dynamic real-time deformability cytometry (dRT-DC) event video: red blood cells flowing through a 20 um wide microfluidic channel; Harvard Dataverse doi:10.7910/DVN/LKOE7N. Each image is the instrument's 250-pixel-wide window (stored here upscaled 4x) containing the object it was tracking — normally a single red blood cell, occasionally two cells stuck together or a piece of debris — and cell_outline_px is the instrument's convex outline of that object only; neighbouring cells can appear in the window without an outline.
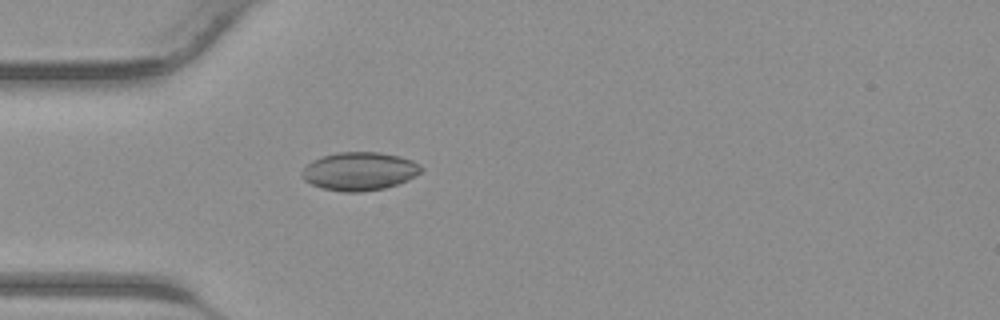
{"species": "common noctule bat (a hibernating species)", "species_latin": "Nyctalus noctula", "temperature_condition": "warm", "stored_images_in_passage": 41, "camera_frame_rate_fps": 3000, "um_per_image_px": 0.085, "animal": {"sex": "male", "body_mass_g": 23.1, "forearm_length_mm": 52.7}, "frame": {"image": 1, "passage_image": 12, "time_ms": 3.667, "image_size_px": [1000, 320], "cell_outline_px": [[424, 168], [416, 176], [408, 180], [384, 188], [360, 192], [344, 192], [320, 188], [304, 180], [304, 168], [312, 160], [336, 152], [380, 152], [400, 156], [412, 160], [420, 164]], "centroid_in_image_um": [30.59, 14.55], "position_along_channel_um": 54.4, "area_um2": 26.53}}
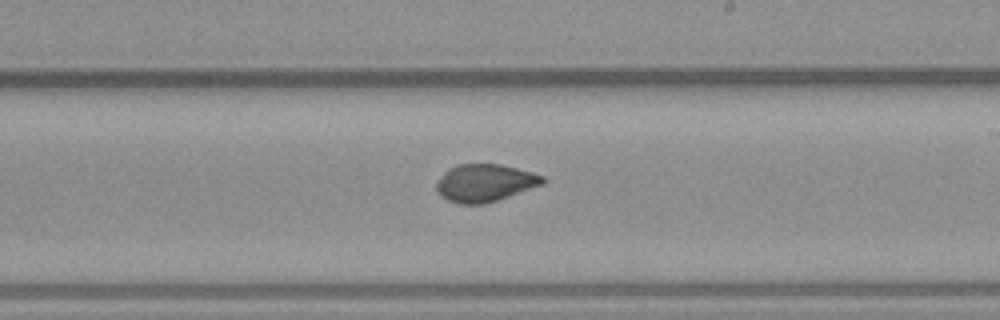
{"frame": {"image": 2, "passage_image": 24, "time_ms": 7.667, "image_size_px": [1000, 320], "cell_outline_px": [[548, 180], [544, 184], [484, 204], [460, 204], [448, 200], [440, 196], [436, 192], [436, 184], [444, 172], [448, 168], [456, 164], [500, 164], [532, 172], [544, 176]], "centroid_in_image_um": [41.21, 15.54], "position_along_channel_um": 247.8, "area_um2": 23.29}}
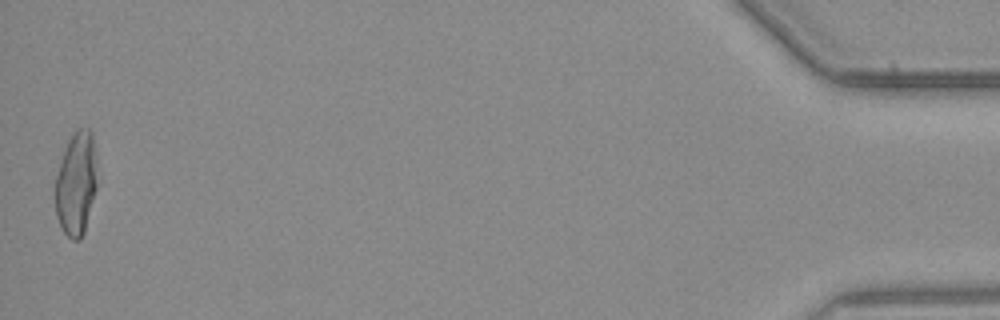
{"frame": {"image": 3, "passage_image": 41, "time_ms": 13.333, "image_size_px": [1000, 320], "cell_outline_px": [[100, 184], [84, 232], [80, 240], [72, 240], [64, 232], [56, 216], [56, 176], [64, 148], [68, 140], [76, 128], [88, 128], [92, 132], [100, 180]], "centroid_in_image_um": [6.54, 15.58], "position_along_channel_um": 428.7, "area_um2": 26.18}}